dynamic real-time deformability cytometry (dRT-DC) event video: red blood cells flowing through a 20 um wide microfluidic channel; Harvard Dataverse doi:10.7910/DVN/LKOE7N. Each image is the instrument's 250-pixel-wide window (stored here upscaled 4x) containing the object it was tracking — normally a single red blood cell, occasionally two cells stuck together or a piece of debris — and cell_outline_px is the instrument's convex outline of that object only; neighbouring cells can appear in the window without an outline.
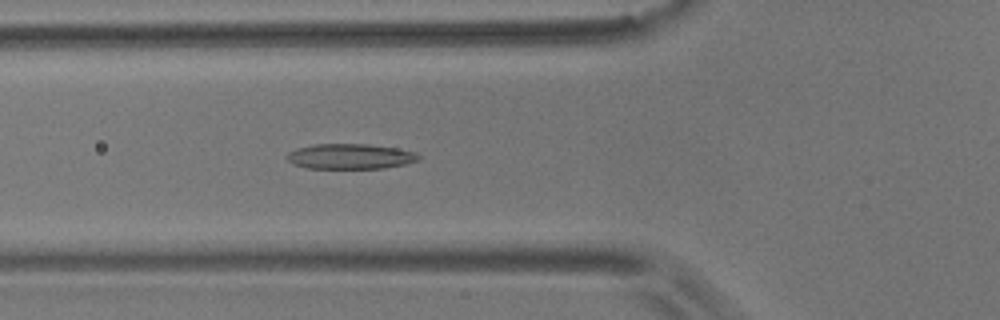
{"species": "common noctule bat (a hibernating species)", "species_latin": "Nyctalus noctula", "temperature_condition": "room temperature", "stored_images_in_passage": 7, "camera_frame_rate_fps": 3000, "um_per_image_px": 0.085, "animal": {"sex": "male", "body_mass_g": 17.9}, "frame": {"image": 1, "passage_image": 6, "time_ms": 7.333, "image_size_px": [1000, 320], "cell_outline_px": [[420, 160], [404, 164], [384, 168], [308, 168], [292, 164], [284, 156], [288, 152], [296, 148], [312, 144], [368, 144], [396, 148], [416, 152], [420, 156]], "centroid_in_image_um": [29.74, 13.29], "position_along_channel_um": 96.1, "area_um2": 19.48}}